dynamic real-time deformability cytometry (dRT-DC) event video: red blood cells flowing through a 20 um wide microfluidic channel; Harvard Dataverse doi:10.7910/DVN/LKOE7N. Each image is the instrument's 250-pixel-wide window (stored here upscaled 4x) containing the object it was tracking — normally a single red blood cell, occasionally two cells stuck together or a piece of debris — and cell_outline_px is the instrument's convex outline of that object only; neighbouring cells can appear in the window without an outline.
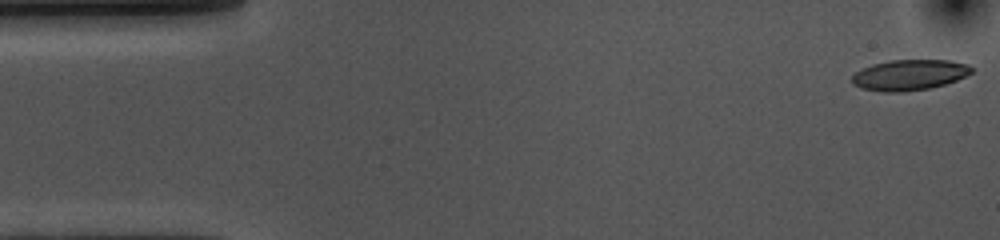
{"species": "common noctule bat (a hibernating species)", "species_latin": "Nyctalus noctula", "temperature_condition": "cold", "stored_images_in_passage": 54, "camera_frame_rate_fps": 3000, "um_per_image_px": 0.085, "animal": {"sex": "female", "body_mass_g": 10.0, "forearm_length_mm": 53.1}, "frame": {"image": 1, "passage_image": 1, "time_ms": 0.0, "image_size_px": [1000, 240], "cell_outline_px": [[972, 72], [956, 80], [944, 84], [928, 88], [904, 92], [884, 92], [860, 88], [852, 84], [852, 76], [856, 72], [872, 64], [892, 60], [948, 60], [968, 64], [972, 68]], "centroid_in_image_um": [77.27, 6.37], "position_along_channel_um": 7.7, "area_um2": 21.21}}
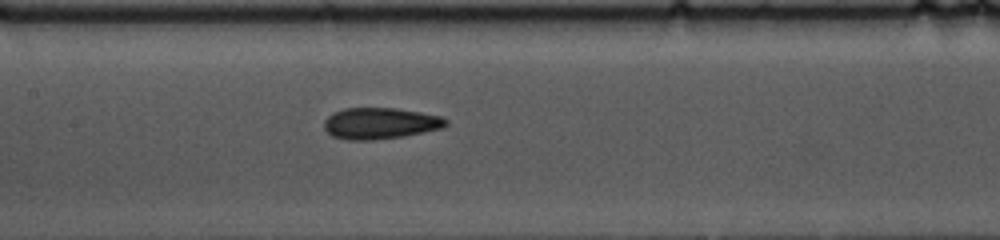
{"frame": {"image": 2, "passage_image": 24, "time_ms": 7.667, "image_size_px": [1000, 240], "cell_outline_px": [[448, 124], [440, 128], [424, 132], [404, 136], [372, 140], [348, 140], [332, 136], [324, 128], [324, 120], [332, 112], [344, 108], [396, 108], [420, 112], [440, 116], [448, 120]], "centroid_in_image_um": [32.29, 10.48], "position_along_channel_um": 175.1, "area_um2": 22.25}}
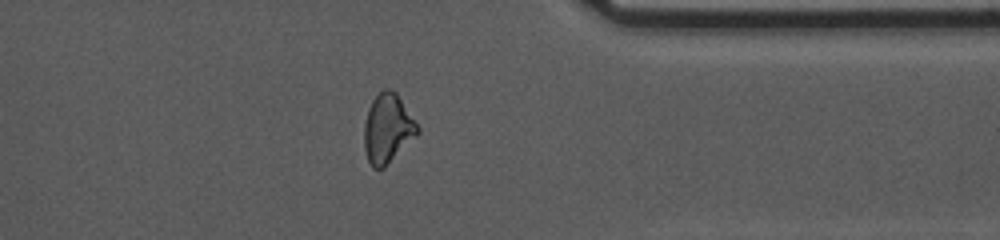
{"frame": {"image": 3, "passage_image": 42, "time_ms": 13.667, "image_size_px": [1000, 240], "cell_outline_px": [[420, 132], [384, 168], [372, 168], [368, 160], [364, 148], [364, 124], [368, 108], [372, 100], [384, 88], [392, 88], [396, 92], [420, 128]], "centroid_in_image_um": [32.94, 10.92], "position_along_channel_um": 378.5, "area_um2": 21.5}, "authors_computed_cell_mechanics": {"area_um2": 21.8195, "velocity_mm_per_s": 3.6013, "shape_relaxation_time_tau1_ms": 10.5753, "shape_relaxation_time_tau2_ms": 2.6198, "deformation_change_tau1": 0.209, "deformation_change_tau2": 0.0863}}